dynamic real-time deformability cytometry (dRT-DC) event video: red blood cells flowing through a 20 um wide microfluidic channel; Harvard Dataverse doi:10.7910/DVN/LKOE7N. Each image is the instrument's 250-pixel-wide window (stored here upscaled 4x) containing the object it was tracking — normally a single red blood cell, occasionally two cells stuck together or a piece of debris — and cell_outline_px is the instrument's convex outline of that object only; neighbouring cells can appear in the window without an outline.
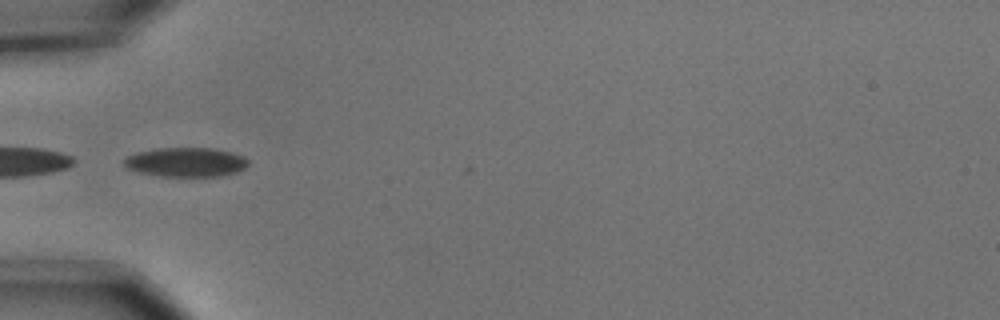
{"species": "common noctule bat (a hibernating species)", "species_latin": "Nyctalus noctula", "temperature_condition": "cold", "stored_images_in_passage": 1, "camera_frame_rate_fps": 3000, "um_per_image_px": 0.085, "animal": {"sex": "male", "body_mass_g": 15.6}, "frame": {"image": 1, "passage_image": 1, "time_ms": 0.0, "image_size_px": [1000, 320], "cell_outline_px": [[248, 164], [244, 168], [236, 172], [220, 176], [160, 176], [140, 172], [128, 168], [124, 164], [124, 156], [136, 152], [156, 148], [212, 148], [232, 152], [244, 156], [248, 160]], "centroid_in_image_um": [15.79, 13.77], "position_along_channel_um": 69.2, "area_um2": 21.21}}